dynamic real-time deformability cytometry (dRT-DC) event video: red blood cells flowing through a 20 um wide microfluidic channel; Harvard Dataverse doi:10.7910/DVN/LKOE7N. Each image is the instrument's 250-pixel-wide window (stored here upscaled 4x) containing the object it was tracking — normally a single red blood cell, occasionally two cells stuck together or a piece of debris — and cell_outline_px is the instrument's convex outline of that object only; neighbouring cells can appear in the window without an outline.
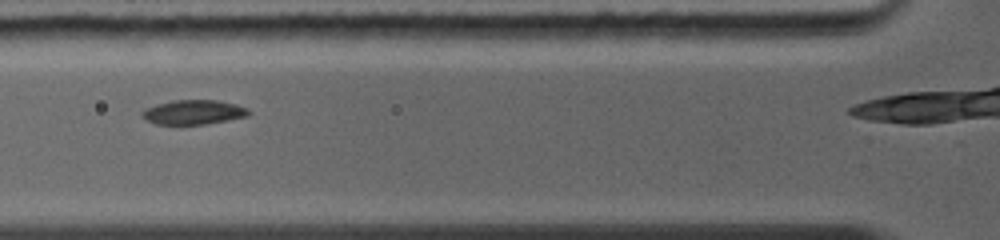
{"species": "common noctule bat (a hibernating species)", "species_latin": "Nyctalus noctula", "temperature_condition": "warm", "stored_images_in_passage": 9, "camera_frame_rate_fps": 5000, "um_per_image_px": 0.085, "animal": {"sex": "female", "body_mass_g": 19.0, "forearm_length_mm": 56.7}, "frame": {"image": 1, "passage_image": 3, "time_ms": 0.8, "image_size_px": [1000, 240], "cell_outline_px": [[252, 112], [248, 116], [228, 120], [204, 124], [156, 124], [144, 120], [140, 116], [140, 112], [144, 108], [156, 104], [172, 100], [216, 100], [236, 104], [248, 108]], "centroid_in_image_um": [16.41, 9.53], "position_along_channel_um": 109.4, "area_um2": 15.43}}